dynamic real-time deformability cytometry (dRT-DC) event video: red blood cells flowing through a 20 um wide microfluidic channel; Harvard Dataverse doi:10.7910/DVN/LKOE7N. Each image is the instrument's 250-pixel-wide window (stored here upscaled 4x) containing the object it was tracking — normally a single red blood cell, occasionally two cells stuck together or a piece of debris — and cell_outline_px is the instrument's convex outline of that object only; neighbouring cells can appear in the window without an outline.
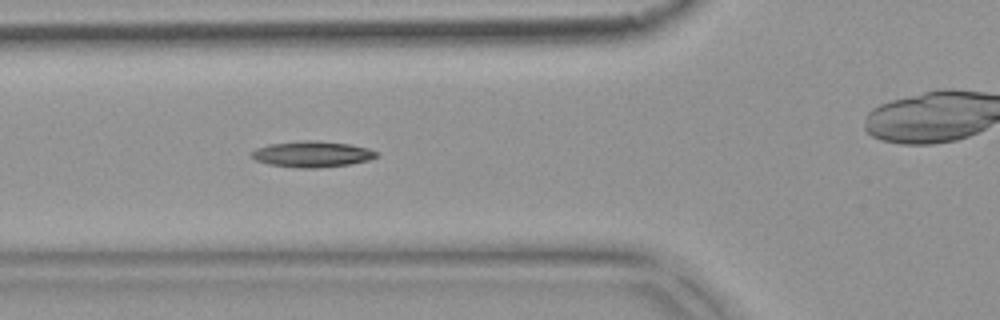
{"species": "common noctule bat (a hibernating species)", "species_latin": "Nyctalus noctula", "temperature_condition": "warm", "stored_images_in_passage": 53, "camera_frame_rate_fps": 3000, "um_per_image_px": 0.085, "animal": {"sex": "female", "body_mass_g": 18.4}, "frame": {"image": 1, "passage_image": 18, "time_ms": 5.667, "image_size_px": [1000, 320], "cell_outline_px": [[376, 156], [368, 160], [348, 164], [316, 168], [300, 168], [268, 164], [256, 160], [248, 156], [248, 152], [256, 148], [268, 144], [304, 140], [316, 140], [348, 144], [368, 148], [376, 152]], "centroid_in_image_um": [26.43, 13.09], "position_along_channel_um": 99.4, "area_um2": 18.9}}
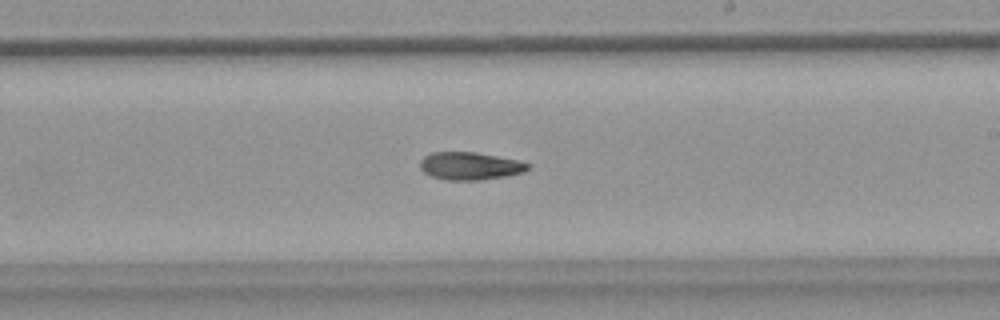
{"frame": {"image": 2, "passage_image": 30, "time_ms": 9.667, "image_size_px": [1000, 320], "cell_outline_px": [[532, 164], [524, 172], [508, 176], [480, 180], [448, 180], [432, 176], [424, 172], [420, 168], [420, 160], [424, 156], [432, 152], [476, 152], [516, 160]], "centroid_in_image_um": [39.95, 14.11], "position_along_channel_um": 249.0, "area_um2": 17.4}}
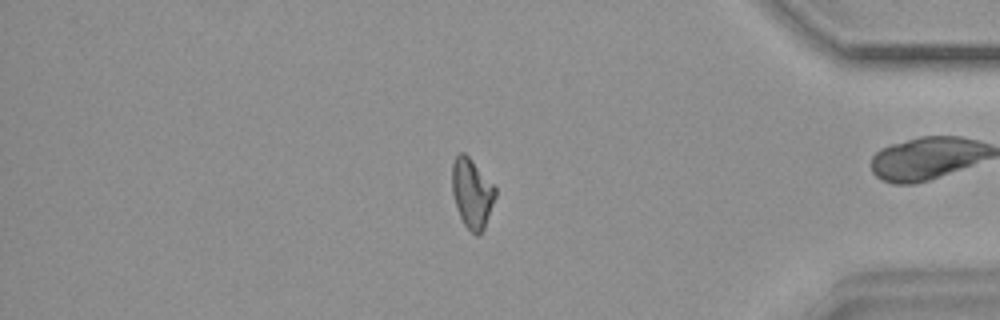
{"frame": {"image": 3, "passage_image": 44, "time_ms": 14.333, "image_size_px": [1000, 320], "cell_outline_px": [[496, 196], [484, 228], [480, 236], [476, 236], [464, 224], [456, 208], [452, 192], [452, 164], [456, 156], [460, 152], [464, 152], [472, 160], [496, 188]], "centroid_in_image_um": [40.11, 16.43], "position_along_channel_um": 395.1, "area_um2": 17.46}}